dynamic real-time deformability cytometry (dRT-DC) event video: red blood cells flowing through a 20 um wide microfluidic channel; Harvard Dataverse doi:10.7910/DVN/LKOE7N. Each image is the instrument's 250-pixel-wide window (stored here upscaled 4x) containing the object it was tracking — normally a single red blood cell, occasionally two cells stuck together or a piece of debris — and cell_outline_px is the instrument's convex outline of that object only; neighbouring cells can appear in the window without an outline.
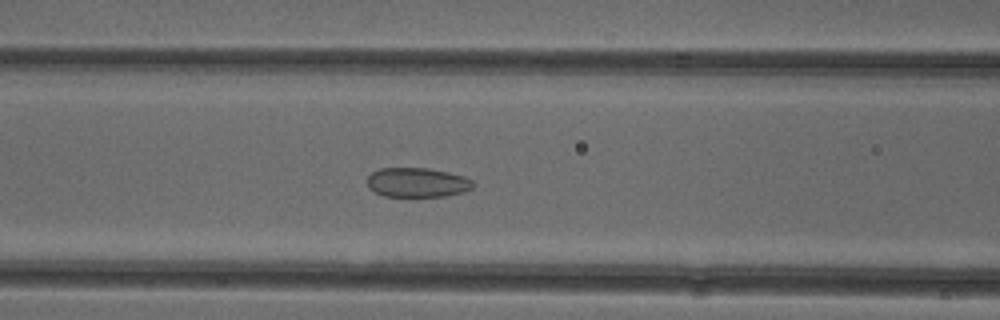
{"species": "common noctule bat (a hibernating species)", "species_latin": "Nyctalus noctula", "temperature_condition": "cold", "stored_images_in_passage": 49, "camera_frame_rate_fps": 3000, "um_per_image_px": 0.085, "animal": {"sex": "female"}, "frame": {"image": 1, "passage_image": 18, "time_ms": 5.667, "image_size_px": [1000, 320], "cell_outline_px": [[472, 188], [464, 192], [444, 196], [384, 196], [368, 188], [368, 176], [372, 172], [380, 168], [428, 168], [448, 172], [464, 176], [472, 180]], "centroid_in_image_um": [35.46, 15.5], "position_along_channel_um": 131.1, "area_um2": 18.09}}
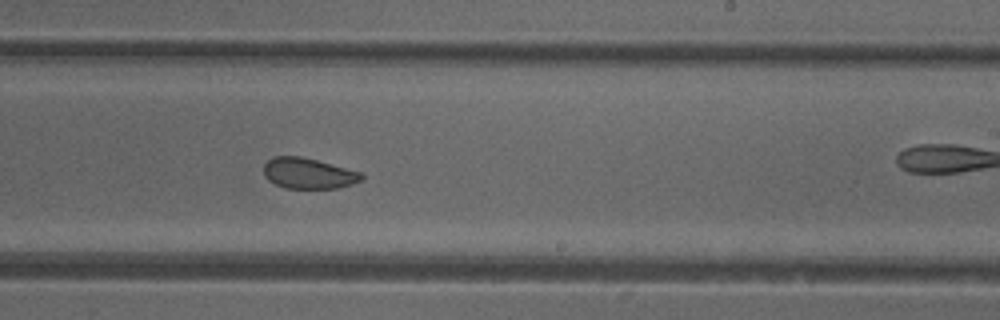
{"frame": {"image": 2, "passage_image": 28, "time_ms": 9.0, "image_size_px": [1000, 320], "cell_outline_px": [[364, 180], [340, 188], [284, 188], [268, 180], [264, 176], [264, 164], [272, 156], [300, 156], [316, 160], [360, 172], [364, 176]], "centroid_in_image_um": [26.2, 14.74], "position_along_channel_um": 262.8, "area_um2": 17.51}}
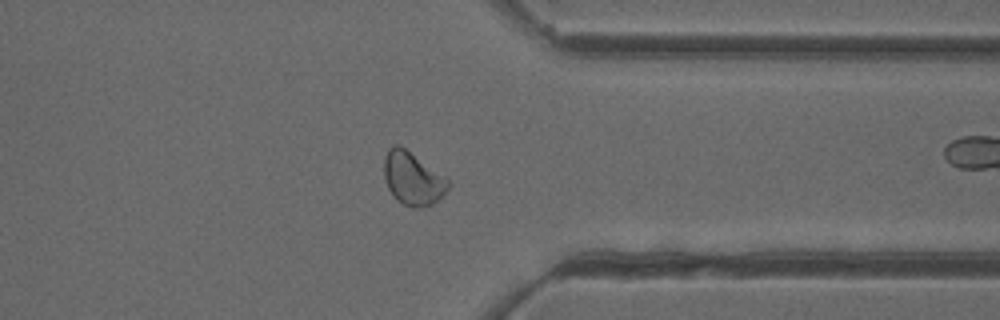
{"frame": {"image": 3, "passage_image": 37, "time_ms": 12.0, "image_size_px": [1000, 320], "cell_outline_px": [[448, 188], [432, 204], [424, 208], [412, 208], [396, 200], [388, 188], [384, 176], [384, 156], [388, 148], [392, 144], [400, 144], [444, 176], [448, 180]], "centroid_in_image_um": [35.03, 15.16], "position_along_channel_um": 376.4, "area_um2": 19.71}, "authors_computed_cell_mechanics": {"area_um2": 19.7098, "velocity_mm_per_s": 3.9519, "shape_relaxation_time_tau1_ms": 8.3531, "shape_relaxation_time_tau2_ms": 1.3099, "deformation_change_tau1": 0.0968, "deformation_change_tau2": 0.0591}}